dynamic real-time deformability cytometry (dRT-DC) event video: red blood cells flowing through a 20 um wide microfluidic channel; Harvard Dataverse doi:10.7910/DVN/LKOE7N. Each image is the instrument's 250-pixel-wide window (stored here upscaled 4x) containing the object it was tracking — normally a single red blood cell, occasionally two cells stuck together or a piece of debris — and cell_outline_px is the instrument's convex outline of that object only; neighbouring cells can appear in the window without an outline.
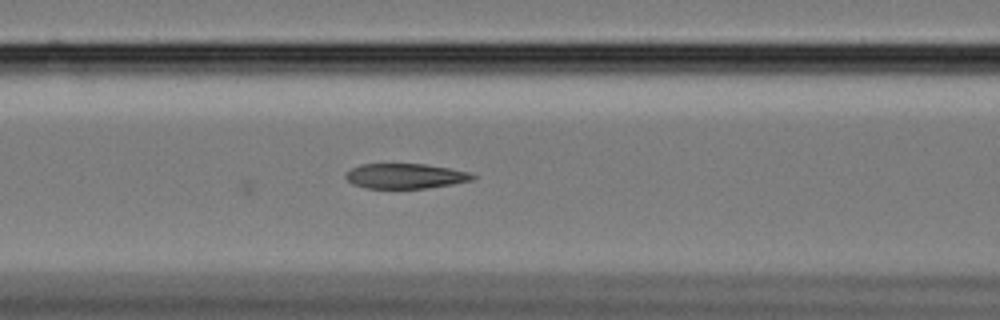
{"species": "Egyptian fruit bat (a non-hibernating species)", "species_latin": "Rousettus aegyptiacus", "temperature_condition": "cold", "stored_images_in_passage": 20, "camera_frame_rate_fps": 3000, "um_per_image_px": 0.085, "animal": {"sex": "female"}, "frame": {"image": 1, "passage_image": 20, "time_ms": 6.333, "image_size_px": [1000, 320], "cell_outline_px": [[476, 176], [472, 180], [452, 184], [428, 188], [364, 188], [352, 184], [344, 176], [344, 172], [360, 164], [428, 164], [468, 172]], "centroid_in_image_um": [34.4, 14.96], "position_along_channel_um": 132.2, "area_um2": 18.55}}